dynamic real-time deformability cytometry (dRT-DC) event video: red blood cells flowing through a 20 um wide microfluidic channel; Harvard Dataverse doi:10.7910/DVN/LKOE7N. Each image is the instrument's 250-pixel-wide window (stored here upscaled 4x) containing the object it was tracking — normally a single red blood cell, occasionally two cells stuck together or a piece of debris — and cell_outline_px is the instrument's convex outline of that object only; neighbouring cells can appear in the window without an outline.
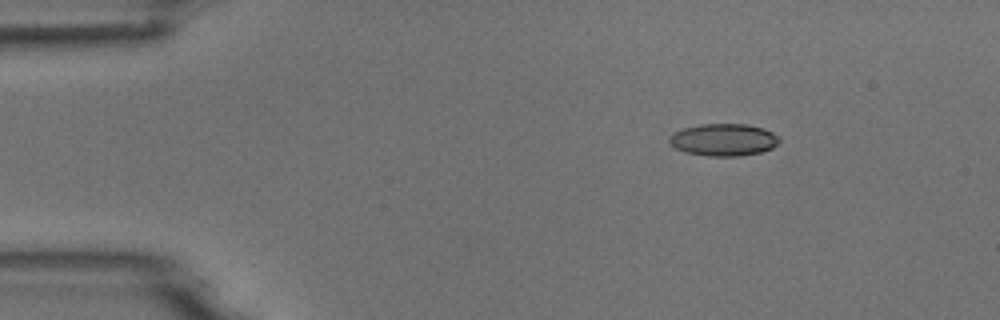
{"species": "common noctule bat (a hibernating species)", "species_latin": "Nyctalus noctula", "temperature_condition": "room temperature", "stored_images_in_passage": 4, "camera_frame_rate_fps": 3000, "um_per_image_px": 0.085, "animal": {"sex": "male", "body_mass_g": 18.8}, "frame": {"image": 1, "passage_image": 2, "time_ms": 0.333, "image_size_px": [1000, 320], "cell_outline_px": [[780, 140], [772, 148], [760, 152], [740, 156], [708, 156], [684, 152], [668, 144], [668, 140], [676, 132], [684, 128], [700, 124], [748, 124], [764, 128], [780, 136]], "centroid_in_image_um": [61.52, 11.88], "position_along_channel_um": 23.5, "area_um2": 20.69}}